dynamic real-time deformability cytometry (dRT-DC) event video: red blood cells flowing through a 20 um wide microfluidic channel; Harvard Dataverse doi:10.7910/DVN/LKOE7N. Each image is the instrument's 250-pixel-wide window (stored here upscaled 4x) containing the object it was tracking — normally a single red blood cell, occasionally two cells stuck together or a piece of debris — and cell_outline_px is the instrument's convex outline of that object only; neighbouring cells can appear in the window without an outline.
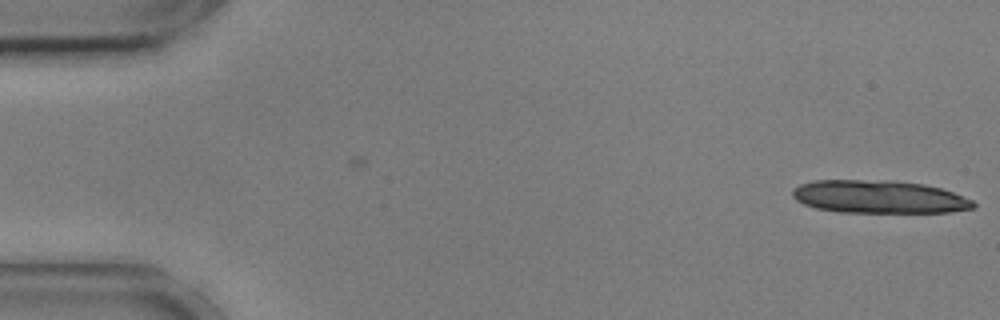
{"species": "common noctule bat (a hibernating species)", "species_latin": "Nyctalus noctula", "temperature_condition": "cold", "stored_images_in_passage": 14, "camera_frame_rate_fps": 3000, "um_per_image_px": 0.085, "animal": {"sex": "male", "body_mass_g": 17.9, "forearm_length_mm": 54.2}, "frame": {"image": 1, "passage_image": 14, "time_ms": 4.333, "image_size_px": [1000, 320], "cell_outline_px": [[976, 208], [952, 212], [840, 212], [816, 208], [804, 204], [796, 200], [792, 196], [792, 188], [800, 184], [812, 180], [892, 180], [924, 184], [940, 188], [952, 192], [972, 200], [976, 204]], "centroid_in_image_um": [74.7, 16.73], "position_along_channel_um": 10.3, "area_um2": 34.85}}